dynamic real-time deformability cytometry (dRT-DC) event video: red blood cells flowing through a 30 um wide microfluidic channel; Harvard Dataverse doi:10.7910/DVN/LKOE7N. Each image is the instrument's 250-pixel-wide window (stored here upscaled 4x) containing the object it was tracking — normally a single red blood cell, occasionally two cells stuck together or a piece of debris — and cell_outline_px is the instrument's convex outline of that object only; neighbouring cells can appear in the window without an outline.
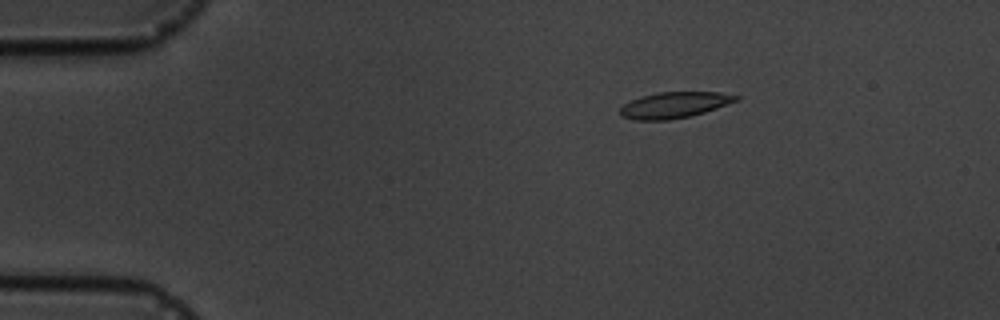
{"species": "common noctule bat (a hibernating species)", "species_latin": "Nyctalus noctula", "temperature_condition": "cold", "stored_images_in_passage": 6, "camera_frame_rate_fps": 3000, "um_per_image_px": 0.085, "animal": {"sex": "male", "body_mass_g": 19.5, "forearm_length_mm": 54.6}, "frame": {"image": 1, "passage_image": 3, "time_ms": 2.333, "image_size_px": [1000, 320], "cell_outline_px": [[740, 100], [704, 112], [688, 116], [668, 120], [636, 120], [620, 116], [620, 108], [624, 104], [640, 96], [660, 92], [720, 92], [740, 96]], "centroid_in_image_um": [57.32, 8.92], "position_along_channel_um": 27.7, "area_um2": 17.51}}
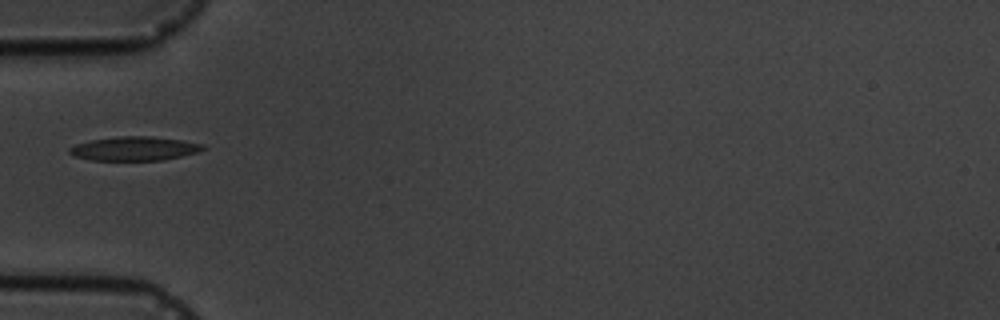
{"frame": {"image": 2, "passage_image": 5, "time_ms": 5.333, "image_size_px": [1000, 320], "cell_outline_px": [[204, 148], [200, 152], [164, 160], [92, 160], [76, 156], [68, 152], [68, 148], [76, 144], [92, 140], [120, 136], [152, 136], [184, 140], [204, 144]], "centroid_in_image_um": [11.47, 12.62], "position_along_channel_um": 73.5, "area_um2": 18.67}}
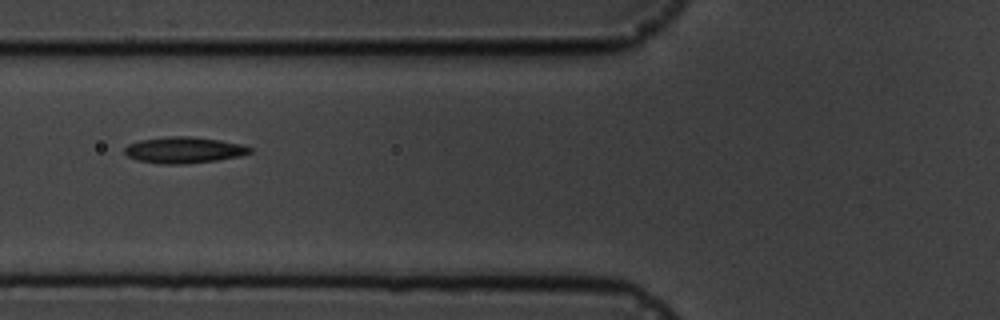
{"frame": {"image": 3, "passage_image": 6, "time_ms": 6.333, "image_size_px": [1000, 320], "cell_outline_px": [[252, 152], [240, 156], [216, 160], [180, 164], [160, 164], [136, 160], [128, 156], [124, 152], [124, 148], [128, 144], [140, 140], [168, 136], [188, 136], [220, 140], [244, 144], [252, 148]], "centroid_in_image_um": [15.63, 12.75], "position_along_channel_um": 110.2, "area_um2": 19.19}}